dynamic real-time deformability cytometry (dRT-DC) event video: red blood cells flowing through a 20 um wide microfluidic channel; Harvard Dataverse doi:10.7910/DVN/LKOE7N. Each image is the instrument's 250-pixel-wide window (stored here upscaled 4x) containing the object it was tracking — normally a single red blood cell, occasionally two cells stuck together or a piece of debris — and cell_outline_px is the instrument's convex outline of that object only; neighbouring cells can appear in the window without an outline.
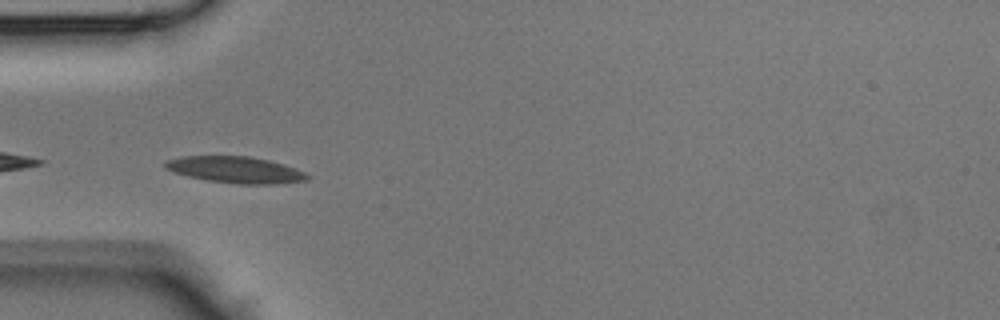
{"species": "Egyptian fruit bat (a non-hibernating species)", "species_latin": "Rousettus aegyptiacus", "temperature_condition": "room temperature", "stored_images_in_passage": 24, "camera_frame_rate_fps": 3000, "um_per_image_px": 0.085, "animal": {"sex": "male"}, "frame": {"image": 1, "passage_image": 14, "time_ms": 4.333, "image_size_px": [1000, 320], "cell_outline_px": [[312, 176], [308, 180], [276, 184], [236, 184], [208, 180], [188, 176], [164, 168], [164, 164], [168, 160], [184, 156], [248, 156], [268, 160], [284, 164], [296, 168]], "centroid_in_image_um": [20.08, 14.43], "position_along_channel_um": 64.9, "area_um2": 21.85}}
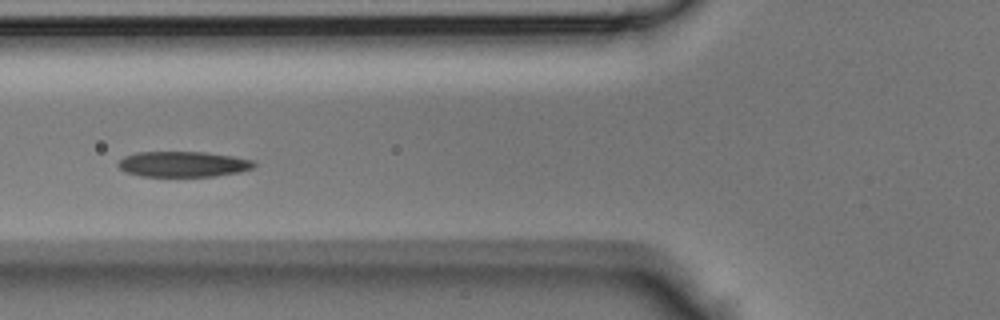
{"frame": {"image": 2, "passage_image": 17, "time_ms": 5.333, "image_size_px": [1000, 320], "cell_outline_px": [[256, 164], [252, 168], [240, 172], [216, 176], [140, 176], [124, 172], [116, 164], [124, 156], [136, 152], [204, 152], [232, 156], [252, 160]], "centroid_in_image_um": [15.53, 13.95], "position_along_channel_um": 110.3, "area_um2": 20.23}}